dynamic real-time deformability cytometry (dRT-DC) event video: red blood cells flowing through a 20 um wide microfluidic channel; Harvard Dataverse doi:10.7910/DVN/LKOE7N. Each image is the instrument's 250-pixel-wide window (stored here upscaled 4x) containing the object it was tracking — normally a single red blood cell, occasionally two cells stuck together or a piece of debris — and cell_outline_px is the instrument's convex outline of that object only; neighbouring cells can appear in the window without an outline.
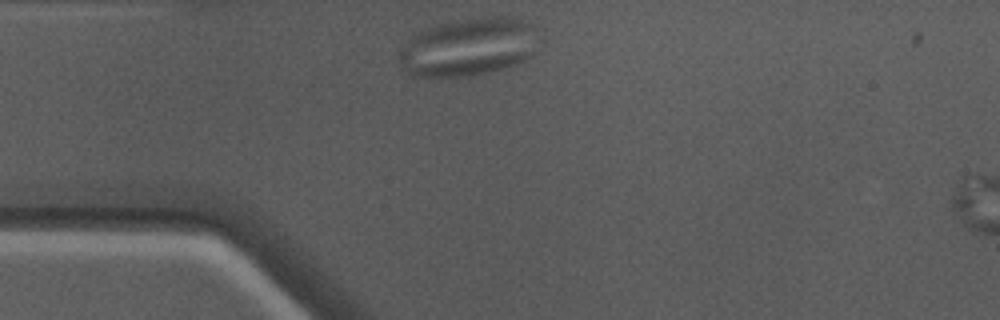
{"species": "Egyptian fruit bat (a non-hibernating species)", "species_latin": "Rousettus aegyptiacus", "temperature_condition": "warm", "stored_images_in_passage": 29, "camera_frame_rate_fps": 3000, "um_per_image_px": 0.085, "animal": {"sex": "male"}, "frame": {"image": 1, "passage_image": 1, "time_ms": 0.0, "image_size_px": [1000, 320], "cell_outline_px": [[536, 28], [532, 52], [524, 60], [516, 64], [504, 68], [488, 72], [460, 76], [416, 76], [408, 72], [400, 56], [400, 52], [408, 40], [412, 36], [428, 28], [440, 24], [456, 20], [488, 16], [516, 16], [528, 20]], "centroid_in_image_um": [39.88, 3.95], "position_along_channel_um": 45.1, "area_um2": 46.3}}
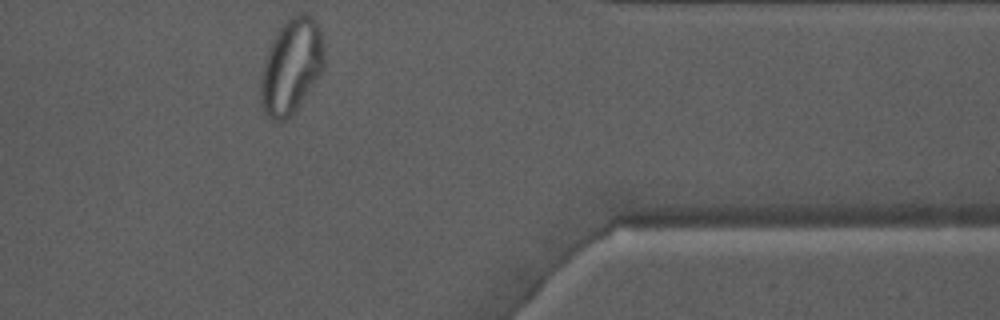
{"frame": {"image": 2, "passage_image": 29, "time_ms": 9.333, "image_size_px": [1000, 320], "cell_outline_px": [[324, 68], [296, 112], [288, 120], [276, 124], [264, 112], [260, 92], [260, 76], [264, 60], [272, 40], [280, 24], [296, 12], [304, 12], [312, 16], [316, 20], [320, 28], [324, 40]], "centroid_in_image_um": [24.77, 5.63], "position_along_channel_um": 386.6, "area_um2": 36.18}}